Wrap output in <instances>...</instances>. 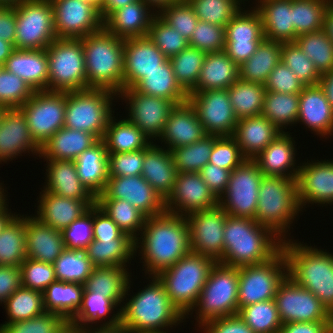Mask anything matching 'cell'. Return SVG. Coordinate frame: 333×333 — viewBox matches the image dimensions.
I'll use <instances>...</instances> for the list:
<instances>
[{
	"label": "cell",
	"mask_w": 333,
	"mask_h": 333,
	"mask_svg": "<svg viewBox=\"0 0 333 333\" xmlns=\"http://www.w3.org/2000/svg\"><path fill=\"white\" fill-rule=\"evenodd\" d=\"M299 122L320 138L333 135V107L319 84L304 86L299 93L297 123Z\"/></svg>",
	"instance_id": "cell-27"
},
{
	"label": "cell",
	"mask_w": 333,
	"mask_h": 333,
	"mask_svg": "<svg viewBox=\"0 0 333 333\" xmlns=\"http://www.w3.org/2000/svg\"><path fill=\"white\" fill-rule=\"evenodd\" d=\"M251 8H241L225 27L224 52L238 66L254 54L264 39L261 16L254 6Z\"/></svg>",
	"instance_id": "cell-20"
},
{
	"label": "cell",
	"mask_w": 333,
	"mask_h": 333,
	"mask_svg": "<svg viewBox=\"0 0 333 333\" xmlns=\"http://www.w3.org/2000/svg\"><path fill=\"white\" fill-rule=\"evenodd\" d=\"M96 199H123L147 217L165 212L163 198L141 176L108 177L107 184Z\"/></svg>",
	"instance_id": "cell-22"
},
{
	"label": "cell",
	"mask_w": 333,
	"mask_h": 333,
	"mask_svg": "<svg viewBox=\"0 0 333 333\" xmlns=\"http://www.w3.org/2000/svg\"><path fill=\"white\" fill-rule=\"evenodd\" d=\"M280 133L262 114L238 120L233 137L246 159H253L263 151Z\"/></svg>",
	"instance_id": "cell-36"
},
{
	"label": "cell",
	"mask_w": 333,
	"mask_h": 333,
	"mask_svg": "<svg viewBox=\"0 0 333 333\" xmlns=\"http://www.w3.org/2000/svg\"><path fill=\"white\" fill-rule=\"evenodd\" d=\"M57 38H82L103 28L99 9L84 0H50Z\"/></svg>",
	"instance_id": "cell-19"
},
{
	"label": "cell",
	"mask_w": 333,
	"mask_h": 333,
	"mask_svg": "<svg viewBox=\"0 0 333 333\" xmlns=\"http://www.w3.org/2000/svg\"><path fill=\"white\" fill-rule=\"evenodd\" d=\"M21 286L20 266L0 265V304Z\"/></svg>",
	"instance_id": "cell-73"
},
{
	"label": "cell",
	"mask_w": 333,
	"mask_h": 333,
	"mask_svg": "<svg viewBox=\"0 0 333 333\" xmlns=\"http://www.w3.org/2000/svg\"><path fill=\"white\" fill-rule=\"evenodd\" d=\"M62 234L67 249L86 248L93 241V206L65 228Z\"/></svg>",
	"instance_id": "cell-67"
},
{
	"label": "cell",
	"mask_w": 333,
	"mask_h": 333,
	"mask_svg": "<svg viewBox=\"0 0 333 333\" xmlns=\"http://www.w3.org/2000/svg\"><path fill=\"white\" fill-rule=\"evenodd\" d=\"M263 176L257 164L246 159L230 172L227 188L219 197L218 205L229 216L254 219Z\"/></svg>",
	"instance_id": "cell-13"
},
{
	"label": "cell",
	"mask_w": 333,
	"mask_h": 333,
	"mask_svg": "<svg viewBox=\"0 0 333 333\" xmlns=\"http://www.w3.org/2000/svg\"><path fill=\"white\" fill-rule=\"evenodd\" d=\"M21 286L43 292L57 281L53 264L26 258L21 264Z\"/></svg>",
	"instance_id": "cell-64"
},
{
	"label": "cell",
	"mask_w": 333,
	"mask_h": 333,
	"mask_svg": "<svg viewBox=\"0 0 333 333\" xmlns=\"http://www.w3.org/2000/svg\"><path fill=\"white\" fill-rule=\"evenodd\" d=\"M107 154L109 177L141 175L144 161V149L132 152Z\"/></svg>",
	"instance_id": "cell-68"
},
{
	"label": "cell",
	"mask_w": 333,
	"mask_h": 333,
	"mask_svg": "<svg viewBox=\"0 0 333 333\" xmlns=\"http://www.w3.org/2000/svg\"><path fill=\"white\" fill-rule=\"evenodd\" d=\"M81 182L95 195L102 193L109 177L108 154L103 140L84 150L75 160Z\"/></svg>",
	"instance_id": "cell-38"
},
{
	"label": "cell",
	"mask_w": 333,
	"mask_h": 333,
	"mask_svg": "<svg viewBox=\"0 0 333 333\" xmlns=\"http://www.w3.org/2000/svg\"><path fill=\"white\" fill-rule=\"evenodd\" d=\"M188 44L206 53L224 51L225 27L199 20Z\"/></svg>",
	"instance_id": "cell-65"
},
{
	"label": "cell",
	"mask_w": 333,
	"mask_h": 333,
	"mask_svg": "<svg viewBox=\"0 0 333 333\" xmlns=\"http://www.w3.org/2000/svg\"><path fill=\"white\" fill-rule=\"evenodd\" d=\"M15 49H46L56 38L50 0H27L16 6Z\"/></svg>",
	"instance_id": "cell-12"
},
{
	"label": "cell",
	"mask_w": 333,
	"mask_h": 333,
	"mask_svg": "<svg viewBox=\"0 0 333 333\" xmlns=\"http://www.w3.org/2000/svg\"><path fill=\"white\" fill-rule=\"evenodd\" d=\"M83 45L87 89L123 90L124 39L100 31L80 38Z\"/></svg>",
	"instance_id": "cell-5"
},
{
	"label": "cell",
	"mask_w": 333,
	"mask_h": 333,
	"mask_svg": "<svg viewBox=\"0 0 333 333\" xmlns=\"http://www.w3.org/2000/svg\"><path fill=\"white\" fill-rule=\"evenodd\" d=\"M203 181L207 184L213 194L219 197L225 192L230 176V171L207 163L199 172Z\"/></svg>",
	"instance_id": "cell-72"
},
{
	"label": "cell",
	"mask_w": 333,
	"mask_h": 333,
	"mask_svg": "<svg viewBox=\"0 0 333 333\" xmlns=\"http://www.w3.org/2000/svg\"><path fill=\"white\" fill-rule=\"evenodd\" d=\"M187 101L195 109L206 135H233L238 119L227 89L190 91Z\"/></svg>",
	"instance_id": "cell-16"
},
{
	"label": "cell",
	"mask_w": 333,
	"mask_h": 333,
	"mask_svg": "<svg viewBox=\"0 0 333 333\" xmlns=\"http://www.w3.org/2000/svg\"><path fill=\"white\" fill-rule=\"evenodd\" d=\"M224 252L218 261L230 267L256 265L269 261L282 248L283 240L254 219L227 215Z\"/></svg>",
	"instance_id": "cell-3"
},
{
	"label": "cell",
	"mask_w": 333,
	"mask_h": 333,
	"mask_svg": "<svg viewBox=\"0 0 333 333\" xmlns=\"http://www.w3.org/2000/svg\"><path fill=\"white\" fill-rule=\"evenodd\" d=\"M258 3V4H257ZM254 7L260 14L264 38L279 42H294L292 0H258Z\"/></svg>",
	"instance_id": "cell-35"
},
{
	"label": "cell",
	"mask_w": 333,
	"mask_h": 333,
	"mask_svg": "<svg viewBox=\"0 0 333 333\" xmlns=\"http://www.w3.org/2000/svg\"><path fill=\"white\" fill-rule=\"evenodd\" d=\"M25 240L27 258L51 264L66 248L62 231L40 222L34 216H25Z\"/></svg>",
	"instance_id": "cell-30"
},
{
	"label": "cell",
	"mask_w": 333,
	"mask_h": 333,
	"mask_svg": "<svg viewBox=\"0 0 333 333\" xmlns=\"http://www.w3.org/2000/svg\"><path fill=\"white\" fill-rule=\"evenodd\" d=\"M7 202L0 208V234L8 223L17 215L13 214L8 208ZM10 211V212H9Z\"/></svg>",
	"instance_id": "cell-80"
},
{
	"label": "cell",
	"mask_w": 333,
	"mask_h": 333,
	"mask_svg": "<svg viewBox=\"0 0 333 333\" xmlns=\"http://www.w3.org/2000/svg\"><path fill=\"white\" fill-rule=\"evenodd\" d=\"M156 14L157 11H154L150 5L138 0L112 12L103 21V28L122 39L144 37L147 36Z\"/></svg>",
	"instance_id": "cell-31"
},
{
	"label": "cell",
	"mask_w": 333,
	"mask_h": 333,
	"mask_svg": "<svg viewBox=\"0 0 333 333\" xmlns=\"http://www.w3.org/2000/svg\"><path fill=\"white\" fill-rule=\"evenodd\" d=\"M116 97L118 98L116 93L106 89L89 88L66 92L64 127L93 134L102 140L114 115L111 107Z\"/></svg>",
	"instance_id": "cell-9"
},
{
	"label": "cell",
	"mask_w": 333,
	"mask_h": 333,
	"mask_svg": "<svg viewBox=\"0 0 333 333\" xmlns=\"http://www.w3.org/2000/svg\"><path fill=\"white\" fill-rule=\"evenodd\" d=\"M318 161V162H317ZM309 162V163H308ZM297 193L301 209L308 204H333V160L307 161L300 165ZM304 206V207H303Z\"/></svg>",
	"instance_id": "cell-23"
},
{
	"label": "cell",
	"mask_w": 333,
	"mask_h": 333,
	"mask_svg": "<svg viewBox=\"0 0 333 333\" xmlns=\"http://www.w3.org/2000/svg\"><path fill=\"white\" fill-rule=\"evenodd\" d=\"M147 36L167 59L189 46L188 41L158 14L152 19Z\"/></svg>",
	"instance_id": "cell-59"
},
{
	"label": "cell",
	"mask_w": 333,
	"mask_h": 333,
	"mask_svg": "<svg viewBox=\"0 0 333 333\" xmlns=\"http://www.w3.org/2000/svg\"><path fill=\"white\" fill-rule=\"evenodd\" d=\"M166 60L148 36L124 39L123 89L133 88L146 74L159 69Z\"/></svg>",
	"instance_id": "cell-25"
},
{
	"label": "cell",
	"mask_w": 333,
	"mask_h": 333,
	"mask_svg": "<svg viewBox=\"0 0 333 333\" xmlns=\"http://www.w3.org/2000/svg\"><path fill=\"white\" fill-rule=\"evenodd\" d=\"M27 152L40 156L41 147L33 139L23 112L5 108L0 118V163Z\"/></svg>",
	"instance_id": "cell-24"
},
{
	"label": "cell",
	"mask_w": 333,
	"mask_h": 333,
	"mask_svg": "<svg viewBox=\"0 0 333 333\" xmlns=\"http://www.w3.org/2000/svg\"><path fill=\"white\" fill-rule=\"evenodd\" d=\"M279 333H333V322H290Z\"/></svg>",
	"instance_id": "cell-74"
},
{
	"label": "cell",
	"mask_w": 333,
	"mask_h": 333,
	"mask_svg": "<svg viewBox=\"0 0 333 333\" xmlns=\"http://www.w3.org/2000/svg\"><path fill=\"white\" fill-rule=\"evenodd\" d=\"M48 91L87 89L83 45L80 38H56L47 48Z\"/></svg>",
	"instance_id": "cell-10"
},
{
	"label": "cell",
	"mask_w": 333,
	"mask_h": 333,
	"mask_svg": "<svg viewBox=\"0 0 333 333\" xmlns=\"http://www.w3.org/2000/svg\"><path fill=\"white\" fill-rule=\"evenodd\" d=\"M238 310L274 299L279 284L287 276V260L281 249L269 261L238 267Z\"/></svg>",
	"instance_id": "cell-11"
},
{
	"label": "cell",
	"mask_w": 333,
	"mask_h": 333,
	"mask_svg": "<svg viewBox=\"0 0 333 333\" xmlns=\"http://www.w3.org/2000/svg\"><path fill=\"white\" fill-rule=\"evenodd\" d=\"M294 42L311 59L321 75L333 68V42L324 29L301 34Z\"/></svg>",
	"instance_id": "cell-53"
},
{
	"label": "cell",
	"mask_w": 333,
	"mask_h": 333,
	"mask_svg": "<svg viewBox=\"0 0 333 333\" xmlns=\"http://www.w3.org/2000/svg\"><path fill=\"white\" fill-rule=\"evenodd\" d=\"M215 135H205L192 144L170 150L178 173H199L209 162Z\"/></svg>",
	"instance_id": "cell-52"
},
{
	"label": "cell",
	"mask_w": 333,
	"mask_h": 333,
	"mask_svg": "<svg viewBox=\"0 0 333 333\" xmlns=\"http://www.w3.org/2000/svg\"><path fill=\"white\" fill-rule=\"evenodd\" d=\"M205 135L195 109L187 101L176 105L171 111L159 140L170 151L199 141Z\"/></svg>",
	"instance_id": "cell-29"
},
{
	"label": "cell",
	"mask_w": 333,
	"mask_h": 333,
	"mask_svg": "<svg viewBox=\"0 0 333 333\" xmlns=\"http://www.w3.org/2000/svg\"><path fill=\"white\" fill-rule=\"evenodd\" d=\"M324 30L333 42V1H330L324 16Z\"/></svg>",
	"instance_id": "cell-79"
},
{
	"label": "cell",
	"mask_w": 333,
	"mask_h": 333,
	"mask_svg": "<svg viewBox=\"0 0 333 333\" xmlns=\"http://www.w3.org/2000/svg\"><path fill=\"white\" fill-rule=\"evenodd\" d=\"M264 86L266 91L299 94L305 85L294 75L288 66L280 61L269 74Z\"/></svg>",
	"instance_id": "cell-69"
},
{
	"label": "cell",
	"mask_w": 333,
	"mask_h": 333,
	"mask_svg": "<svg viewBox=\"0 0 333 333\" xmlns=\"http://www.w3.org/2000/svg\"><path fill=\"white\" fill-rule=\"evenodd\" d=\"M35 91L22 78L0 67V105L5 108H19L29 100Z\"/></svg>",
	"instance_id": "cell-61"
},
{
	"label": "cell",
	"mask_w": 333,
	"mask_h": 333,
	"mask_svg": "<svg viewBox=\"0 0 333 333\" xmlns=\"http://www.w3.org/2000/svg\"><path fill=\"white\" fill-rule=\"evenodd\" d=\"M96 205L102 209L125 234L129 235L134 240L137 239L147 219L145 214L123 199H96Z\"/></svg>",
	"instance_id": "cell-48"
},
{
	"label": "cell",
	"mask_w": 333,
	"mask_h": 333,
	"mask_svg": "<svg viewBox=\"0 0 333 333\" xmlns=\"http://www.w3.org/2000/svg\"><path fill=\"white\" fill-rule=\"evenodd\" d=\"M57 281L84 285L94 268L86 248L70 250L65 248L53 263Z\"/></svg>",
	"instance_id": "cell-51"
},
{
	"label": "cell",
	"mask_w": 333,
	"mask_h": 333,
	"mask_svg": "<svg viewBox=\"0 0 333 333\" xmlns=\"http://www.w3.org/2000/svg\"><path fill=\"white\" fill-rule=\"evenodd\" d=\"M282 42L263 39L254 54L238 66L239 79L264 85L281 61Z\"/></svg>",
	"instance_id": "cell-41"
},
{
	"label": "cell",
	"mask_w": 333,
	"mask_h": 333,
	"mask_svg": "<svg viewBox=\"0 0 333 333\" xmlns=\"http://www.w3.org/2000/svg\"><path fill=\"white\" fill-rule=\"evenodd\" d=\"M102 140L106 145L107 153L142 150L152 143L151 139L127 118L117 120L114 115L109 121Z\"/></svg>",
	"instance_id": "cell-44"
},
{
	"label": "cell",
	"mask_w": 333,
	"mask_h": 333,
	"mask_svg": "<svg viewBox=\"0 0 333 333\" xmlns=\"http://www.w3.org/2000/svg\"><path fill=\"white\" fill-rule=\"evenodd\" d=\"M16 7L0 6V39L15 44Z\"/></svg>",
	"instance_id": "cell-75"
},
{
	"label": "cell",
	"mask_w": 333,
	"mask_h": 333,
	"mask_svg": "<svg viewBox=\"0 0 333 333\" xmlns=\"http://www.w3.org/2000/svg\"><path fill=\"white\" fill-rule=\"evenodd\" d=\"M302 211L295 179L279 176H263L259 190L257 211L254 220L270 228L282 240L294 219Z\"/></svg>",
	"instance_id": "cell-6"
},
{
	"label": "cell",
	"mask_w": 333,
	"mask_h": 333,
	"mask_svg": "<svg viewBox=\"0 0 333 333\" xmlns=\"http://www.w3.org/2000/svg\"><path fill=\"white\" fill-rule=\"evenodd\" d=\"M291 133H280L263 151L252 160L265 176L297 179L300 166L296 163L295 140Z\"/></svg>",
	"instance_id": "cell-28"
},
{
	"label": "cell",
	"mask_w": 333,
	"mask_h": 333,
	"mask_svg": "<svg viewBox=\"0 0 333 333\" xmlns=\"http://www.w3.org/2000/svg\"><path fill=\"white\" fill-rule=\"evenodd\" d=\"M200 329L203 333H255L237 315L212 319Z\"/></svg>",
	"instance_id": "cell-71"
},
{
	"label": "cell",
	"mask_w": 333,
	"mask_h": 333,
	"mask_svg": "<svg viewBox=\"0 0 333 333\" xmlns=\"http://www.w3.org/2000/svg\"><path fill=\"white\" fill-rule=\"evenodd\" d=\"M136 1L138 0H104L99 9L100 17L104 21L112 12Z\"/></svg>",
	"instance_id": "cell-76"
},
{
	"label": "cell",
	"mask_w": 333,
	"mask_h": 333,
	"mask_svg": "<svg viewBox=\"0 0 333 333\" xmlns=\"http://www.w3.org/2000/svg\"><path fill=\"white\" fill-rule=\"evenodd\" d=\"M45 160L48 169L45 172L47 176L44 191L76 200H96V196L81 182L75 161Z\"/></svg>",
	"instance_id": "cell-33"
},
{
	"label": "cell",
	"mask_w": 333,
	"mask_h": 333,
	"mask_svg": "<svg viewBox=\"0 0 333 333\" xmlns=\"http://www.w3.org/2000/svg\"><path fill=\"white\" fill-rule=\"evenodd\" d=\"M128 268L118 266L94 267L84 284V291H94L110 298L121 307L130 281Z\"/></svg>",
	"instance_id": "cell-42"
},
{
	"label": "cell",
	"mask_w": 333,
	"mask_h": 333,
	"mask_svg": "<svg viewBox=\"0 0 333 333\" xmlns=\"http://www.w3.org/2000/svg\"><path fill=\"white\" fill-rule=\"evenodd\" d=\"M282 324L290 322H333V316L309 290L288 275L279 284L274 297Z\"/></svg>",
	"instance_id": "cell-15"
},
{
	"label": "cell",
	"mask_w": 333,
	"mask_h": 333,
	"mask_svg": "<svg viewBox=\"0 0 333 333\" xmlns=\"http://www.w3.org/2000/svg\"><path fill=\"white\" fill-rule=\"evenodd\" d=\"M206 54L204 51L188 46L169 59L177 82L187 93L196 86Z\"/></svg>",
	"instance_id": "cell-57"
},
{
	"label": "cell",
	"mask_w": 333,
	"mask_h": 333,
	"mask_svg": "<svg viewBox=\"0 0 333 333\" xmlns=\"http://www.w3.org/2000/svg\"><path fill=\"white\" fill-rule=\"evenodd\" d=\"M200 21L226 27L248 0H187Z\"/></svg>",
	"instance_id": "cell-58"
},
{
	"label": "cell",
	"mask_w": 333,
	"mask_h": 333,
	"mask_svg": "<svg viewBox=\"0 0 333 333\" xmlns=\"http://www.w3.org/2000/svg\"><path fill=\"white\" fill-rule=\"evenodd\" d=\"M281 61L305 86L318 84L321 74L295 42L282 43Z\"/></svg>",
	"instance_id": "cell-60"
},
{
	"label": "cell",
	"mask_w": 333,
	"mask_h": 333,
	"mask_svg": "<svg viewBox=\"0 0 333 333\" xmlns=\"http://www.w3.org/2000/svg\"><path fill=\"white\" fill-rule=\"evenodd\" d=\"M131 238L96 204L93 205V240Z\"/></svg>",
	"instance_id": "cell-70"
},
{
	"label": "cell",
	"mask_w": 333,
	"mask_h": 333,
	"mask_svg": "<svg viewBox=\"0 0 333 333\" xmlns=\"http://www.w3.org/2000/svg\"><path fill=\"white\" fill-rule=\"evenodd\" d=\"M215 263L216 261L208 256L190 251L173 266L156 275L170 301L184 317L196 304Z\"/></svg>",
	"instance_id": "cell-7"
},
{
	"label": "cell",
	"mask_w": 333,
	"mask_h": 333,
	"mask_svg": "<svg viewBox=\"0 0 333 333\" xmlns=\"http://www.w3.org/2000/svg\"><path fill=\"white\" fill-rule=\"evenodd\" d=\"M226 211L217 205L208 210L186 216L189 226L190 250L208 256L218 262L224 252V228Z\"/></svg>",
	"instance_id": "cell-18"
},
{
	"label": "cell",
	"mask_w": 333,
	"mask_h": 333,
	"mask_svg": "<svg viewBox=\"0 0 333 333\" xmlns=\"http://www.w3.org/2000/svg\"><path fill=\"white\" fill-rule=\"evenodd\" d=\"M118 99L124 100L128 112L126 117L153 142L162 135L165 123L176 104L162 97L146 95L134 88L123 89ZM155 138V139H154Z\"/></svg>",
	"instance_id": "cell-17"
},
{
	"label": "cell",
	"mask_w": 333,
	"mask_h": 333,
	"mask_svg": "<svg viewBox=\"0 0 333 333\" xmlns=\"http://www.w3.org/2000/svg\"><path fill=\"white\" fill-rule=\"evenodd\" d=\"M318 84L322 88L329 104L333 107V68L321 75Z\"/></svg>",
	"instance_id": "cell-77"
},
{
	"label": "cell",
	"mask_w": 333,
	"mask_h": 333,
	"mask_svg": "<svg viewBox=\"0 0 333 333\" xmlns=\"http://www.w3.org/2000/svg\"><path fill=\"white\" fill-rule=\"evenodd\" d=\"M117 305L108 297H105L101 293L94 291H84L82 305L79 308L77 314L70 320L77 327H92L89 324H95L97 326L98 321H102L103 324L99 327H116L120 325V308L117 309ZM113 309H116L117 313L111 315L112 317L108 320L107 315L111 314ZM105 317V318H104ZM103 319L105 322H103Z\"/></svg>",
	"instance_id": "cell-45"
},
{
	"label": "cell",
	"mask_w": 333,
	"mask_h": 333,
	"mask_svg": "<svg viewBox=\"0 0 333 333\" xmlns=\"http://www.w3.org/2000/svg\"><path fill=\"white\" fill-rule=\"evenodd\" d=\"M157 14L187 41L199 21L193 7L187 0L164 6Z\"/></svg>",
	"instance_id": "cell-62"
},
{
	"label": "cell",
	"mask_w": 333,
	"mask_h": 333,
	"mask_svg": "<svg viewBox=\"0 0 333 333\" xmlns=\"http://www.w3.org/2000/svg\"><path fill=\"white\" fill-rule=\"evenodd\" d=\"M218 205V198L203 181L200 173H178L172 192L164 200L166 212L187 216Z\"/></svg>",
	"instance_id": "cell-21"
},
{
	"label": "cell",
	"mask_w": 333,
	"mask_h": 333,
	"mask_svg": "<svg viewBox=\"0 0 333 333\" xmlns=\"http://www.w3.org/2000/svg\"><path fill=\"white\" fill-rule=\"evenodd\" d=\"M25 217L17 214L0 234V265L20 266L27 258Z\"/></svg>",
	"instance_id": "cell-50"
},
{
	"label": "cell",
	"mask_w": 333,
	"mask_h": 333,
	"mask_svg": "<svg viewBox=\"0 0 333 333\" xmlns=\"http://www.w3.org/2000/svg\"><path fill=\"white\" fill-rule=\"evenodd\" d=\"M98 141L93 134L63 127L41 146L39 157L74 161L84 150L91 148Z\"/></svg>",
	"instance_id": "cell-37"
},
{
	"label": "cell",
	"mask_w": 333,
	"mask_h": 333,
	"mask_svg": "<svg viewBox=\"0 0 333 333\" xmlns=\"http://www.w3.org/2000/svg\"><path fill=\"white\" fill-rule=\"evenodd\" d=\"M8 321L18 322L45 312L43 293L20 286L4 303Z\"/></svg>",
	"instance_id": "cell-55"
},
{
	"label": "cell",
	"mask_w": 333,
	"mask_h": 333,
	"mask_svg": "<svg viewBox=\"0 0 333 333\" xmlns=\"http://www.w3.org/2000/svg\"><path fill=\"white\" fill-rule=\"evenodd\" d=\"M237 316L255 333H279L282 326L274 299L244 306Z\"/></svg>",
	"instance_id": "cell-54"
},
{
	"label": "cell",
	"mask_w": 333,
	"mask_h": 333,
	"mask_svg": "<svg viewBox=\"0 0 333 333\" xmlns=\"http://www.w3.org/2000/svg\"><path fill=\"white\" fill-rule=\"evenodd\" d=\"M38 199L37 215L33 216L40 222L59 231H63L96 204V200H76L60 197L44 190L40 192Z\"/></svg>",
	"instance_id": "cell-26"
},
{
	"label": "cell",
	"mask_w": 333,
	"mask_h": 333,
	"mask_svg": "<svg viewBox=\"0 0 333 333\" xmlns=\"http://www.w3.org/2000/svg\"><path fill=\"white\" fill-rule=\"evenodd\" d=\"M246 158L233 136H215V142L210 154V164L229 170L240 166Z\"/></svg>",
	"instance_id": "cell-66"
},
{
	"label": "cell",
	"mask_w": 333,
	"mask_h": 333,
	"mask_svg": "<svg viewBox=\"0 0 333 333\" xmlns=\"http://www.w3.org/2000/svg\"><path fill=\"white\" fill-rule=\"evenodd\" d=\"M133 88L146 95L166 98L176 105L188 100V93L177 82L169 59L159 69L146 74Z\"/></svg>",
	"instance_id": "cell-40"
},
{
	"label": "cell",
	"mask_w": 333,
	"mask_h": 333,
	"mask_svg": "<svg viewBox=\"0 0 333 333\" xmlns=\"http://www.w3.org/2000/svg\"><path fill=\"white\" fill-rule=\"evenodd\" d=\"M238 65L224 52L207 53L191 91L228 89L238 78Z\"/></svg>",
	"instance_id": "cell-39"
},
{
	"label": "cell",
	"mask_w": 333,
	"mask_h": 333,
	"mask_svg": "<svg viewBox=\"0 0 333 333\" xmlns=\"http://www.w3.org/2000/svg\"><path fill=\"white\" fill-rule=\"evenodd\" d=\"M331 0H292L293 26L297 36L324 29V16Z\"/></svg>",
	"instance_id": "cell-56"
},
{
	"label": "cell",
	"mask_w": 333,
	"mask_h": 333,
	"mask_svg": "<svg viewBox=\"0 0 333 333\" xmlns=\"http://www.w3.org/2000/svg\"><path fill=\"white\" fill-rule=\"evenodd\" d=\"M238 267L216 262L209 272L200 296L190 314L196 313L198 327L212 319L235 316L238 313Z\"/></svg>",
	"instance_id": "cell-8"
},
{
	"label": "cell",
	"mask_w": 333,
	"mask_h": 333,
	"mask_svg": "<svg viewBox=\"0 0 333 333\" xmlns=\"http://www.w3.org/2000/svg\"><path fill=\"white\" fill-rule=\"evenodd\" d=\"M304 244L283 240L281 249L287 260V275L312 292L333 316V253Z\"/></svg>",
	"instance_id": "cell-4"
},
{
	"label": "cell",
	"mask_w": 333,
	"mask_h": 333,
	"mask_svg": "<svg viewBox=\"0 0 333 333\" xmlns=\"http://www.w3.org/2000/svg\"><path fill=\"white\" fill-rule=\"evenodd\" d=\"M3 68L22 78L34 91L48 90L49 66L46 49H15Z\"/></svg>",
	"instance_id": "cell-34"
},
{
	"label": "cell",
	"mask_w": 333,
	"mask_h": 333,
	"mask_svg": "<svg viewBox=\"0 0 333 333\" xmlns=\"http://www.w3.org/2000/svg\"><path fill=\"white\" fill-rule=\"evenodd\" d=\"M299 94L266 91L262 115L282 133L289 125L297 124Z\"/></svg>",
	"instance_id": "cell-49"
},
{
	"label": "cell",
	"mask_w": 333,
	"mask_h": 333,
	"mask_svg": "<svg viewBox=\"0 0 333 333\" xmlns=\"http://www.w3.org/2000/svg\"><path fill=\"white\" fill-rule=\"evenodd\" d=\"M19 109L25 116L33 139L41 147L64 127L66 92L35 91Z\"/></svg>",
	"instance_id": "cell-14"
},
{
	"label": "cell",
	"mask_w": 333,
	"mask_h": 333,
	"mask_svg": "<svg viewBox=\"0 0 333 333\" xmlns=\"http://www.w3.org/2000/svg\"><path fill=\"white\" fill-rule=\"evenodd\" d=\"M178 175L171 152L152 142L144 149L141 176L165 200L172 192Z\"/></svg>",
	"instance_id": "cell-32"
},
{
	"label": "cell",
	"mask_w": 333,
	"mask_h": 333,
	"mask_svg": "<svg viewBox=\"0 0 333 333\" xmlns=\"http://www.w3.org/2000/svg\"><path fill=\"white\" fill-rule=\"evenodd\" d=\"M66 320L58 313L44 312L31 319L5 322L0 333H55Z\"/></svg>",
	"instance_id": "cell-63"
},
{
	"label": "cell",
	"mask_w": 333,
	"mask_h": 333,
	"mask_svg": "<svg viewBox=\"0 0 333 333\" xmlns=\"http://www.w3.org/2000/svg\"><path fill=\"white\" fill-rule=\"evenodd\" d=\"M140 234L135 240V253L139 248L138 256H142L143 271L148 276H156L191 251L185 216L165 211L161 215L147 217Z\"/></svg>",
	"instance_id": "cell-1"
},
{
	"label": "cell",
	"mask_w": 333,
	"mask_h": 333,
	"mask_svg": "<svg viewBox=\"0 0 333 333\" xmlns=\"http://www.w3.org/2000/svg\"><path fill=\"white\" fill-rule=\"evenodd\" d=\"M42 293L45 311L58 313L66 321H70L82 305L84 285L55 281Z\"/></svg>",
	"instance_id": "cell-43"
},
{
	"label": "cell",
	"mask_w": 333,
	"mask_h": 333,
	"mask_svg": "<svg viewBox=\"0 0 333 333\" xmlns=\"http://www.w3.org/2000/svg\"><path fill=\"white\" fill-rule=\"evenodd\" d=\"M82 327L80 328V333H132L122 325L116 327Z\"/></svg>",
	"instance_id": "cell-78"
},
{
	"label": "cell",
	"mask_w": 333,
	"mask_h": 333,
	"mask_svg": "<svg viewBox=\"0 0 333 333\" xmlns=\"http://www.w3.org/2000/svg\"><path fill=\"white\" fill-rule=\"evenodd\" d=\"M147 278L152 281L149 280V284L130 299L127 298L130 295L129 281L124 305L120 307V325L132 333H168V328L178 326L185 317L172 304L159 279L156 276Z\"/></svg>",
	"instance_id": "cell-2"
},
{
	"label": "cell",
	"mask_w": 333,
	"mask_h": 333,
	"mask_svg": "<svg viewBox=\"0 0 333 333\" xmlns=\"http://www.w3.org/2000/svg\"><path fill=\"white\" fill-rule=\"evenodd\" d=\"M87 254L94 267H127L135 256V240L117 238L114 240H93L87 247ZM132 258V259H131Z\"/></svg>",
	"instance_id": "cell-46"
},
{
	"label": "cell",
	"mask_w": 333,
	"mask_h": 333,
	"mask_svg": "<svg viewBox=\"0 0 333 333\" xmlns=\"http://www.w3.org/2000/svg\"><path fill=\"white\" fill-rule=\"evenodd\" d=\"M227 91L238 120L262 114L266 93L264 85L238 78Z\"/></svg>",
	"instance_id": "cell-47"
}]
</instances>
